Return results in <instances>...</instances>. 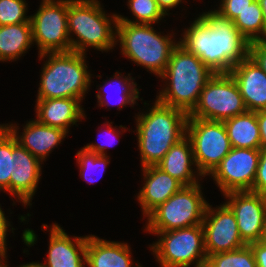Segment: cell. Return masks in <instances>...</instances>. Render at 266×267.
Segmentation results:
<instances>
[{
	"label": "cell",
	"instance_id": "1",
	"mask_svg": "<svg viewBox=\"0 0 266 267\" xmlns=\"http://www.w3.org/2000/svg\"><path fill=\"white\" fill-rule=\"evenodd\" d=\"M179 38V44L193 53L213 72L229 73L249 55L250 42L233 21L217 11L203 12Z\"/></svg>",
	"mask_w": 266,
	"mask_h": 267
},
{
	"label": "cell",
	"instance_id": "2",
	"mask_svg": "<svg viewBox=\"0 0 266 267\" xmlns=\"http://www.w3.org/2000/svg\"><path fill=\"white\" fill-rule=\"evenodd\" d=\"M149 110V111H148ZM136 117L141 168L157 165L168 150L186 136L188 114L159 102Z\"/></svg>",
	"mask_w": 266,
	"mask_h": 267
},
{
	"label": "cell",
	"instance_id": "3",
	"mask_svg": "<svg viewBox=\"0 0 266 267\" xmlns=\"http://www.w3.org/2000/svg\"><path fill=\"white\" fill-rule=\"evenodd\" d=\"M214 73L182 45L173 49L164 73L163 84L156 99L189 114L197 104L200 93Z\"/></svg>",
	"mask_w": 266,
	"mask_h": 267
},
{
	"label": "cell",
	"instance_id": "4",
	"mask_svg": "<svg viewBox=\"0 0 266 267\" xmlns=\"http://www.w3.org/2000/svg\"><path fill=\"white\" fill-rule=\"evenodd\" d=\"M86 55L75 51L39 54V60L47 59L40 72L36 100L76 98L82 102L93 82Z\"/></svg>",
	"mask_w": 266,
	"mask_h": 267
},
{
	"label": "cell",
	"instance_id": "5",
	"mask_svg": "<svg viewBox=\"0 0 266 267\" xmlns=\"http://www.w3.org/2000/svg\"><path fill=\"white\" fill-rule=\"evenodd\" d=\"M103 7L98 0H67V23L72 51L87 54L86 50L92 47L103 53L114 50L118 45L117 14L107 15Z\"/></svg>",
	"mask_w": 266,
	"mask_h": 267
},
{
	"label": "cell",
	"instance_id": "6",
	"mask_svg": "<svg viewBox=\"0 0 266 267\" xmlns=\"http://www.w3.org/2000/svg\"><path fill=\"white\" fill-rule=\"evenodd\" d=\"M153 24L117 22L116 43L120 53L158 78L164 73L173 49L179 41L174 32H158Z\"/></svg>",
	"mask_w": 266,
	"mask_h": 267
},
{
	"label": "cell",
	"instance_id": "7",
	"mask_svg": "<svg viewBox=\"0 0 266 267\" xmlns=\"http://www.w3.org/2000/svg\"><path fill=\"white\" fill-rule=\"evenodd\" d=\"M201 183L183 186L147 217L144 232L171 231L202 224L208 202Z\"/></svg>",
	"mask_w": 266,
	"mask_h": 267
},
{
	"label": "cell",
	"instance_id": "8",
	"mask_svg": "<svg viewBox=\"0 0 266 267\" xmlns=\"http://www.w3.org/2000/svg\"><path fill=\"white\" fill-rule=\"evenodd\" d=\"M150 233L158 236V241L150 245V250L160 267H199L206 264L202 224Z\"/></svg>",
	"mask_w": 266,
	"mask_h": 267
},
{
	"label": "cell",
	"instance_id": "9",
	"mask_svg": "<svg viewBox=\"0 0 266 267\" xmlns=\"http://www.w3.org/2000/svg\"><path fill=\"white\" fill-rule=\"evenodd\" d=\"M246 111L239 87L231 74L214 73L188 118L224 121Z\"/></svg>",
	"mask_w": 266,
	"mask_h": 267
},
{
	"label": "cell",
	"instance_id": "10",
	"mask_svg": "<svg viewBox=\"0 0 266 267\" xmlns=\"http://www.w3.org/2000/svg\"><path fill=\"white\" fill-rule=\"evenodd\" d=\"M186 136L190 139L200 174L210 176L232 149L223 121L188 118Z\"/></svg>",
	"mask_w": 266,
	"mask_h": 267
},
{
	"label": "cell",
	"instance_id": "11",
	"mask_svg": "<svg viewBox=\"0 0 266 267\" xmlns=\"http://www.w3.org/2000/svg\"><path fill=\"white\" fill-rule=\"evenodd\" d=\"M30 21L38 55L72 51L67 23V0H42Z\"/></svg>",
	"mask_w": 266,
	"mask_h": 267
},
{
	"label": "cell",
	"instance_id": "12",
	"mask_svg": "<svg viewBox=\"0 0 266 267\" xmlns=\"http://www.w3.org/2000/svg\"><path fill=\"white\" fill-rule=\"evenodd\" d=\"M260 149L234 148L210 174L224 195L233 191H251L259 164Z\"/></svg>",
	"mask_w": 266,
	"mask_h": 267
},
{
	"label": "cell",
	"instance_id": "13",
	"mask_svg": "<svg viewBox=\"0 0 266 267\" xmlns=\"http://www.w3.org/2000/svg\"><path fill=\"white\" fill-rule=\"evenodd\" d=\"M233 211L242 241L249 245L263 240L266 226V196L252 191H233L223 195Z\"/></svg>",
	"mask_w": 266,
	"mask_h": 267
},
{
	"label": "cell",
	"instance_id": "14",
	"mask_svg": "<svg viewBox=\"0 0 266 267\" xmlns=\"http://www.w3.org/2000/svg\"><path fill=\"white\" fill-rule=\"evenodd\" d=\"M202 225L207 257L246 245L239 234L235 215L225 202L214 208L208 203Z\"/></svg>",
	"mask_w": 266,
	"mask_h": 267
},
{
	"label": "cell",
	"instance_id": "15",
	"mask_svg": "<svg viewBox=\"0 0 266 267\" xmlns=\"http://www.w3.org/2000/svg\"><path fill=\"white\" fill-rule=\"evenodd\" d=\"M42 163L13 136V172L10 177V196L23 206H31L42 175Z\"/></svg>",
	"mask_w": 266,
	"mask_h": 267
},
{
	"label": "cell",
	"instance_id": "16",
	"mask_svg": "<svg viewBox=\"0 0 266 267\" xmlns=\"http://www.w3.org/2000/svg\"><path fill=\"white\" fill-rule=\"evenodd\" d=\"M3 125L12 133L17 142L27 149L33 156L42 163L46 161L52 150L63 142L67 132L57 127H51L40 123L37 119L29 120L23 125L21 134L19 133V124L3 123Z\"/></svg>",
	"mask_w": 266,
	"mask_h": 267
},
{
	"label": "cell",
	"instance_id": "17",
	"mask_svg": "<svg viewBox=\"0 0 266 267\" xmlns=\"http://www.w3.org/2000/svg\"><path fill=\"white\" fill-rule=\"evenodd\" d=\"M49 246L44 267H86L88 236H69L58 223L49 226Z\"/></svg>",
	"mask_w": 266,
	"mask_h": 267
},
{
	"label": "cell",
	"instance_id": "18",
	"mask_svg": "<svg viewBox=\"0 0 266 267\" xmlns=\"http://www.w3.org/2000/svg\"><path fill=\"white\" fill-rule=\"evenodd\" d=\"M144 184L137 194L143 218L177 193L183 185L157 165L142 168Z\"/></svg>",
	"mask_w": 266,
	"mask_h": 267
},
{
	"label": "cell",
	"instance_id": "19",
	"mask_svg": "<svg viewBox=\"0 0 266 267\" xmlns=\"http://www.w3.org/2000/svg\"><path fill=\"white\" fill-rule=\"evenodd\" d=\"M229 73L239 87L247 111L266 110V73L249 56Z\"/></svg>",
	"mask_w": 266,
	"mask_h": 267
},
{
	"label": "cell",
	"instance_id": "20",
	"mask_svg": "<svg viewBox=\"0 0 266 267\" xmlns=\"http://www.w3.org/2000/svg\"><path fill=\"white\" fill-rule=\"evenodd\" d=\"M36 117L40 123L63 129L69 134L70 127L86 119L81 102L76 98L36 100Z\"/></svg>",
	"mask_w": 266,
	"mask_h": 267
},
{
	"label": "cell",
	"instance_id": "21",
	"mask_svg": "<svg viewBox=\"0 0 266 267\" xmlns=\"http://www.w3.org/2000/svg\"><path fill=\"white\" fill-rule=\"evenodd\" d=\"M130 246L125 242L101 239L88 235L86 246L87 267H142L133 266Z\"/></svg>",
	"mask_w": 266,
	"mask_h": 267
},
{
	"label": "cell",
	"instance_id": "22",
	"mask_svg": "<svg viewBox=\"0 0 266 267\" xmlns=\"http://www.w3.org/2000/svg\"><path fill=\"white\" fill-rule=\"evenodd\" d=\"M157 166L183 186L198 184L203 177L197 169L192 144L187 136L173 145Z\"/></svg>",
	"mask_w": 266,
	"mask_h": 267
},
{
	"label": "cell",
	"instance_id": "23",
	"mask_svg": "<svg viewBox=\"0 0 266 267\" xmlns=\"http://www.w3.org/2000/svg\"><path fill=\"white\" fill-rule=\"evenodd\" d=\"M113 75L114 76L103 81V85L98 86L100 88H97L98 89V92L96 94L97 105L99 107H104V106L109 107L111 105L113 106L116 105L118 107L117 109L118 111H120L121 108H124L127 105L133 107L140 98L139 89L137 88V84L134 81L135 78L131 77L132 74L130 73L127 76H124V74H121V72L119 71H116V73H114ZM106 87H110L111 92L112 89H114L113 93L115 94V96H117L116 99L118 98L117 100H115V103L114 100H112V98H109V96H111L109 93L110 91L107 92V90L109 89L105 90ZM114 94L112 95L113 97Z\"/></svg>",
	"mask_w": 266,
	"mask_h": 267
},
{
	"label": "cell",
	"instance_id": "24",
	"mask_svg": "<svg viewBox=\"0 0 266 267\" xmlns=\"http://www.w3.org/2000/svg\"><path fill=\"white\" fill-rule=\"evenodd\" d=\"M34 45L32 24L24 22L0 26V61H16Z\"/></svg>",
	"mask_w": 266,
	"mask_h": 267
},
{
	"label": "cell",
	"instance_id": "25",
	"mask_svg": "<svg viewBox=\"0 0 266 267\" xmlns=\"http://www.w3.org/2000/svg\"><path fill=\"white\" fill-rule=\"evenodd\" d=\"M231 146L234 148L261 149L260 131L256 112L246 111L223 121Z\"/></svg>",
	"mask_w": 266,
	"mask_h": 267
},
{
	"label": "cell",
	"instance_id": "26",
	"mask_svg": "<svg viewBox=\"0 0 266 267\" xmlns=\"http://www.w3.org/2000/svg\"><path fill=\"white\" fill-rule=\"evenodd\" d=\"M233 23L249 42L264 40V18L259 1H253Z\"/></svg>",
	"mask_w": 266,
	"mask_h": 267
},
{
	"label": "cell",
	"instance_id": "27",
	"mask_svg": "<svg viewBox=\"0 0 266 267\" xmlns=\"http://www.w3.org/2000/svg\"><path fill=\"white\" fill-rule=\"evenodd\" d=\"M76 160L80 170V177L88 184H93L94 182L99 181L108 167L107 165L110 163L109 156H102L89 152L83 147L76 153ZM96 173L97 175H95Z\"/></svg>",
	"mask_w": 266,
	"mask_h": 267
},
{
	"label": "cell",
	"instance_id": "28",
	"mask_svg": "<svg viewBox=\"0 0 266 267\" xmlns=\"http://www.w3.org/2000/svg\"><path fill=\"white\" fill-rule=\"evenodd\" d=\"M127 6L135 19L132 21L127 17L117 14V22L158 24L162 18H166L156 0H128Z\"/></svg>",
	"mask_w": 266,
	"mask_h": 267
},
{
	"label": "cell",
	"instance_id": "29",
	"mask_svg": "<svg viewBox=\"0 0 266 267\" xmlns=\"http://www.w3.org/2000/svg\"><path fill=\"white\" fill-rule=\"evenodd\" d=\"M208 267H257L249 245L227 252H220L207 257Z\"/></svg>",
	"mask_w": 266,
	"mask_h": 267
},
{
	"label": "cell",
	"instance_id": "30",
	"mask_svg": "<svg viewBox=\"0 0 266 267\" xmlns=\"http://www.w3.org/2000/svg\"><path fill=\"white\" fill-rule=\"evenodd\" d=\"M13 172V135L0 124V190L10 195V177Z\"/></svg>",
	"mask_w": 266,
	"mask_h": 267
},
{
	"label": "cell",
	"instance_id": "31",
	"mask_svg": "<svg viewBox=\"0 0 266 267\" xmlns=\"http://www.w3.org/2000/svg\"><path fill=\"white\" fill-rule=\"evenodd\" d=\"M26 0H0V26L31 22Z\"/></svg>",
	"mask_w": 266,
	"mask_h": 267
},
{
	"label": "cell",
	"instance_id": "32",
	"mask_svg": "<svg viewBox=\"0 0 266 267\" xmlns=\"http://www.w3.org/2000/svg\"><path fill=\"white\" fill-rule=\"evenodd\" d=\"M103 124H105V128H106V130L104 129L105 135L107 134L106 138L108 137L106 142L103 144H101V143L98 144L96 142L90 143V144L88 143L83 148L89 152H93V153H96V154L102 155V156H107L108 154H107L106 149L111 147L112 145L114 146L115 144L113 142H115V140H119L118 139L120 137L119 135H121V133L123 134V132H126L127 130H126L125 126L120 125L118 127V128H121V131H120V129L118 130L116 125H115V127H113V122L109 123V121L107 122V120ZM116 130H118V131H116ZM116 142H119V141H116Z\"/></svg>",
	"mask_w": 266,
	"mask_h": 267
},
{
	"label": "cell",
	"instance_id": "33",
	"mask_svg": "<svg viewBox=\"0 0 266 267\" xmlns=\"http://www.w3.org/2000/svg\"><path fill=\"white\" fill-rule=\"evenodd\" d=\"M255 0H220L219 7L214 9L222 17L233 21Z\"/></svg>",
	"mask_w": 266,
	"mask_h": 267
},
{
	"label": "cell",
	"instance_id": "34",
	"mask_svg": "<svg viewBox=\"0 0 266 267\" xmlns=\"http://www.w3.org/2000/svg\"><path fill=\"white\" fill-rule=\"evenodd\" d=\"M251 191L266 196V148L260 149L259 164Z\"/></svg>",
	"mask_w": 266,
	"mask_h": 267
},
{
	"label": "cell",
	"instance_id": "35",
	"mask_svg": "<svg viewBox=\"0 0 266 267\" xmlns=\"http://www.w3.org/2000/svg\"><path fill=\"white\" fill-rule=\"evenodd\" d=\"M248 56L266 73V40L250 42Z\"/></svg>",
	"mask_w": 266,
	"mask_h": 267
},
{
	"label": "cell",
	"instance_id": "36",
	"mask_svg": "<svg viewBox=\"0 0 266 267\" xmlns=\"http://www.w3.org/2000/svg\"><path fill=\"white\" fill-rule=\"evenodd\" d=\"M11 222L5 217V212L1 208L0 204V258L7 259V232L9 231V227H11L10 231L14 234L13 230L15 228L10 224Z\"/></svg>",
	"mask_w": 266,
	"mask_h": 267
},
{
	"label": "cell",
	"instance_id": "37",
	"mask_svg": "<svg viewBox=\"0 0 266 267\" xmlns=\"http://www.w3.org/2000/svg\"><path fill=\"white\" fill-rule=\"evenodd\" d=\"M254 255L257 267H266V241L260 240L249 244Z\"/></svg>",
	"mask_w": 266,
	"mask_h": 267
},
{
	"label": "cell",
	"instance_id": "38",
	"mask_svg": "<svg viewBox=\"0 0 266 267\" xmlns=\"http://www.w3.org/2000/svg\"><path fill=\"white\" fill-rule=\"evenodd\" d=\"M260 131L261 148H266V110L255 111Z\"/></svg>",
	"mask_w": 266,
	"mask_h": 267
},
{
	"label": "cell",
	"instance_id": "39",
	"mask_svg": "<svg viewBox=\"0 0 266 267\" xmlns=\"http://www.w3.org/2000/svg\"><path fill=\"white\" fill-rule=\"evenodd\" d=\"M163 13L169 16V10L176 8L184 0H156Z\"/></svg>",
	"mask_w": 266,
	"mask_h": 267
},
{
	"label": "cell",
	"instance_id": "40",
	"mask_svg": "<svg viewBox=\"0 0 266 267\" xmlns=\"http://www.w3.org/2000/svg\"><path fill=\"white\" fill-rule=\"evenodd\" d=\"M260 7L262 9L263 18H264V40H266V0H258Z\"/></svg>",
	"mask_w": 266,
	"mask_h": 267
},
{
	"label": "cell",
	"instance_id": "41",
	"mask_svg": "<svg viewBox=\"0 0 266 267\" xmlns=\"http://www.w3.org/2000/svg\"><path fill=\"white\" fill-rule=\"evenodd\" d=\"M19 267H44L41 262H30L24 263L23 265H19Z\"/></svg>",
	"mask_w": 266,
	"mask_h": 267
},
{
	"label": "cell",
	"instance_id": "42",
	"mask_svg": "<svg viewBox=\"0 0 266 267\" xmlns=\"http://www.w3.org/2000/svg\"><path fill=\"white\" fill-rule=\"evenodd\" d=\"M7 259H2L0 258V267H9L8 261H6Z\"/></svg>",
	"mask_w": 266,
	"mask_h": 267
},
{
	"label": "cell",
	"instance_id": "43",
	"mask_svg": "<svg viewBox=\"0 0 266 267\" xmlns=\"http://www.w3.org/2000/svg\"><path fill=\"white\" fill-rule=\"evenodd\" d=\"M263 240H265V241H266V226H265V235H264V238H263Z\"/></svg>",
	"mask_w": 266,
	"mask_h": 267
},
{
	"label": "cell",
	"instance_id": "44",
	"mask_svg": "<svg viewBox=\"0 0 266 267\" xmlns=\"http://www.w3.org/2000/svg\"><path fill=\"white\" fill-rule=\"evenodd\" d=\"M199 267H208L206 264H204V265H201V266H199Z\"/></svg>",
	"mask_w": 266,
	"mask_h": 267
}]
</instances>
